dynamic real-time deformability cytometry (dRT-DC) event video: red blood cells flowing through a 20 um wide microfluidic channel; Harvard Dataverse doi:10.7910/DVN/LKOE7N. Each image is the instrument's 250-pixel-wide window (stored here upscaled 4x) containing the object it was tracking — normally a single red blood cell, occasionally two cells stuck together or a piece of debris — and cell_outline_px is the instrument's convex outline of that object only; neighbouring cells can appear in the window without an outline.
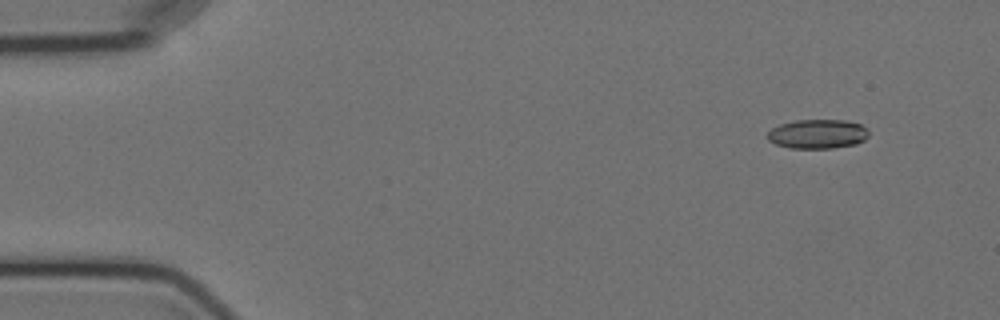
{"species": "Egyptian fruit bat (a non-hibernating species)", "species_latin": "Rousettus aegyptiacus", "temperature_condition": "cold", "stored_images_in_passage": 4, "camera_frame_rate_fps": 3000, "um_per_image_px": 0.085, "animal": {"sex": "female"}, "frame": {"image": 1, "passage_image": 2, "time_ms": 1.333, "image_size_px": [1000, 320], "cell_outline_px": [[868, 136], [864, 140], [856, 144], [832, 148], [792, 148], [776, 144], [768, 140], [768, 132], [772, 128], [780, 124], [796, 120], [844, 120], [860, 124], [868, 128]], "centroid_in_image_um": [69.52, 11.38], "position_along_channel_um": 15.5, "area_um2": 17.22}}